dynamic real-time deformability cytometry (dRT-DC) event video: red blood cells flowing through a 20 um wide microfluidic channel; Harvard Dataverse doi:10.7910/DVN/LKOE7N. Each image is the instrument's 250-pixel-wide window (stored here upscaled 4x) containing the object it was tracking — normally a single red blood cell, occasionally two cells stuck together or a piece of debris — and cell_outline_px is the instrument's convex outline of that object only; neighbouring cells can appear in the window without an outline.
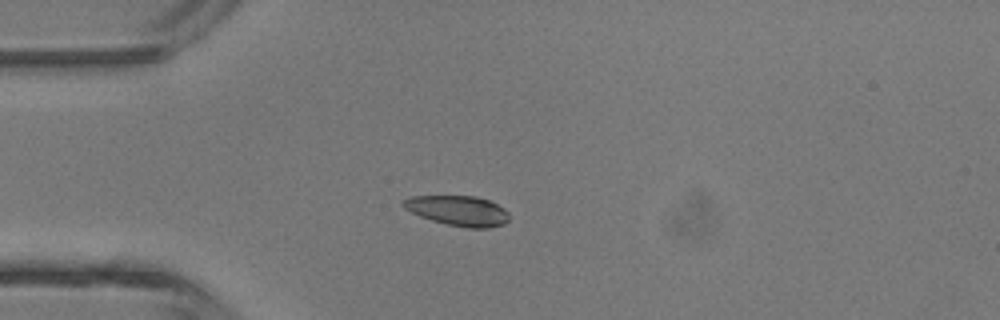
{"species": "common noctule bat (a hibernating species)", "species_latin": "Nyctalus noctula", "temperature_condition": "room temperature", "stored_images_in_passage": 3, "camera_frame_rate_fps": 3000, "um_per_image_px": 0.085, "animal": {"sex": "male", "body_mass_g": 13.3}, "frame": {"image": 1, "passage_image": 3, "time_ms": 2.333, "image_size_px": [1000, 320], "cell_outline_px": [[508, 220], [504, 224], [488, 228], [468, 228], [448, 224], [432, 220], [420, 216], [404, 208], [400, 204], [404, 200], [412, 196], [476, 196], [488, 200], [504, 208], [508, 212]], "centroid_in_image_um": [38.94, 17.9], "position_along_channel_um": 46.1, "area_um2": 18.44}}